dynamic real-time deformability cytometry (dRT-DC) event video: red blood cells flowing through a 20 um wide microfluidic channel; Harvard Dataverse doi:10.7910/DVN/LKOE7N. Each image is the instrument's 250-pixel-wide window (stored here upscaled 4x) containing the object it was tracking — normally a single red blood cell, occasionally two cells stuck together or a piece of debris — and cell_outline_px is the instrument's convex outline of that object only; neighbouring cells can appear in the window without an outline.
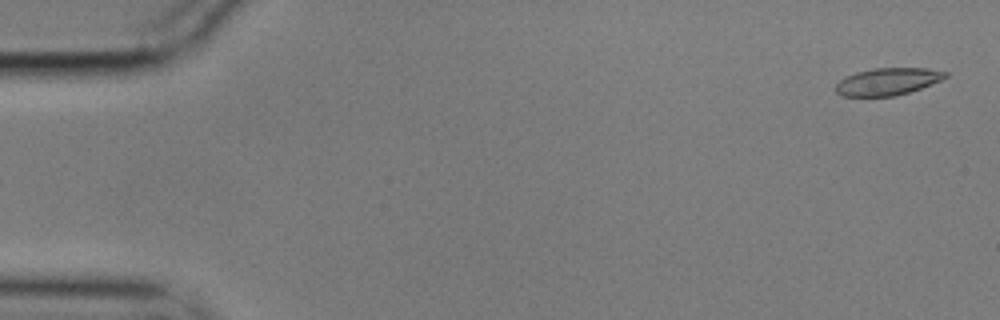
{"species": "common noctule bat (a hibernating species)", "species_latin": "Nyctalus noctula", "temperature_condition": "cold", "stored_images_in_passage": 14, "camera_frame_rate_fps": 3000, "um_per_image_px": 0.085, "animal": {"sex": "male", "body_mass_g": 17.9}, "frame": {"image": 1, "passage_image": 2, "time_ms": 0.333, "image_size_px": [1000, 320], "cell_outline_px": [[948, 76], [940, 80], [920, 88], [896, 96], [844, 96], [836, 92], [836, 84], [840, 80], [856, 72], [872, 68], [928, 68], [948, 72]], "centroid_in_image_um": [75.46, 6.92], "position_along_channel_um": 9.5, "area_um2": 17.22}}